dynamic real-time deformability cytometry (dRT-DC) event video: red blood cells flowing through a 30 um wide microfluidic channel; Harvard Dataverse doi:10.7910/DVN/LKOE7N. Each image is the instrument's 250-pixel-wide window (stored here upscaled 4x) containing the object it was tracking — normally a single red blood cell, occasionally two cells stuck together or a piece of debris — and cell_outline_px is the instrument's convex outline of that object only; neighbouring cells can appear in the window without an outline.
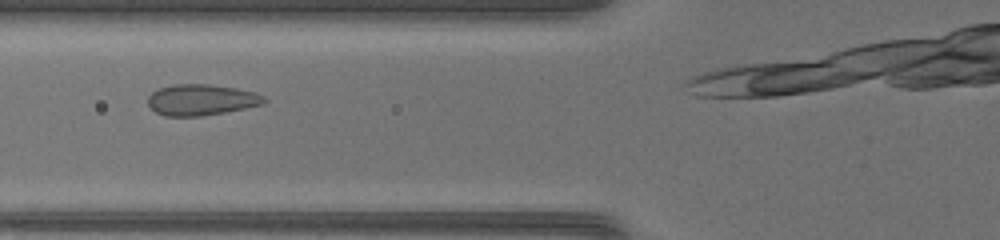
{"species": "common noctule bat (a hibernating species)", "species_latin": "Nyctalus noctula", "temperature_condition": "warm", "stored_images_in_passage": 10, "camera_frame_rate_fps": 3000, "um_per_image_px": 0.085, "animal": {"sex": "female", "body_mass_g": 17.0, "forearm_length_mm": 48.0}, "frame": {"image": 1, "passage_image": 7, "time_ms": 2.0, "image_size_px": [1000, 240], "cell_outline_px": [[268, 100], [264, 104], [224, 112], [200, 116], [164, 116], [156, 112], [148, 104], [148, 96], [152, 92], [160, 88], [172, 84], [208, 84], [236, 88], [256, 92], [264, 96]], "centroid_in_image_um": [17.12, 8.48], "position_along_channel_um": 108.7, "area_um2": 21.04}}